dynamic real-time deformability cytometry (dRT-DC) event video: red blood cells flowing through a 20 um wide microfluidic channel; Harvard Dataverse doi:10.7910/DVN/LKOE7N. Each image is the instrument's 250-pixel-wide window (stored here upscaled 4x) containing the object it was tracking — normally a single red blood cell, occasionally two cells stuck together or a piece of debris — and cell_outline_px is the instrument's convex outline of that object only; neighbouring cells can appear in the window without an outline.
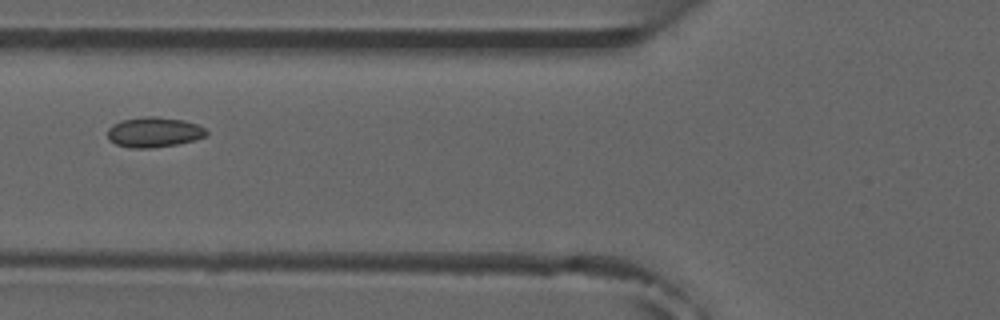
{"species": "common noctule bat (a hibernating species)", "species_latin": "Nyctalus noctula", "temperature_condition": "room temperature", "stored_images_in_passage": 3, "camera_frame_rate_fps": 3000, "um_per_image_px": 0.085, "animal": {"sex": "male", "forearm_length_mm": 52.5}, "frame": {"image": 1, "passage_image": 3, "time_ms": 2.333, "image_size_px": [1000, 320], "cell_outline_px": [[208, 132], [204, 136], [192, 140], [176, 144], [148, 148], [132, 148], [116, 144], [108, 140], [108, 128], [112, 124], [120, 120], [144, 116], [156, 116], [184, 120], [196, 124], [204, 128]], "centroid_in_image_um": [13.03, 11.22], "position_along_channel_um": 112.8, "area_um2": 17.28}}